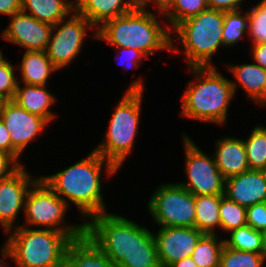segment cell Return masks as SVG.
<instances>
[{"instance_id": "obj_1", "label": "cell", "mask_w": 266, "mask_h": 267, "mask_svg": "<svg viewBox=\"0 0 266 267\" xmlns=\"http://www.w3.org/2000/svg\"><path fill=\"white\" fill-rule=\"evenodd\" d=\"M84 233L115 267H161L154 234L123 216H93L84 221Z\"/></svg>"}, {"instance_id": "obj_2", "label": "cell", "mask_w": 266, "mask_h": 267, "mask_svg": "<svg viewBox=\"0 0 266 267\" xmlns=\"http://www.w3.org/2000/svg\"><path fill=\"white\" fill-rule=\"evenodd\" d=\"M105 162L109 176L118 171L111 162L93 150L87 158L76 164L56 174L41 178L68 206L69 200L79 208L84 217L92 218L106 213L100 181L101 170Z\"/></svg>"}, {"instance_id": "obj_3", "label": "cell", "mask_w": 266, "mask_h": 267, "mask_svg": "<svg viewBox=\"0 0 266 267\" xmlns=\"http://www.w3.org/2000/svg\"><path fill=\"white\" fill-rule=\"evenodd\" d=\"M165 30L152 12L138 6L136 9L105 21L93 35L114 47L139 50L146 58L158 50H174L171 27Z\"/></svg>"}, {"instance_id": "obj_4", "label": "cell", "mask_w": 266, "mask_h": 267, "mask_svg": "<svg viewBox=\"0 0 266 267\" xmlns=\"http://www.w3.org/2000/svg\"><path fill=\"white\" fill-rule=\"evenodd\" d=\"M198 81L188 83L181 115L202 122L224 124L237 83L220 75L214 67H187Z\"/></svg>"}, {"instance_id": "obj_5", "label": "cell", "mask_w": 266, "mask_h": 267, "mask_svg": "<svg viewBox=\"0 0 266 267\" xmlns=\"http://www.w3.org/2000/svg\"><path fill=\"white\" fill-rule=\"evenodd\" d=\"M72 240L68 234L57 230L18 226L2 248V260L10 257L17 267H62Z\"/></svg>"}, {"instance_id": "obj_6", "label": "cell", "mask_w": 266, "mask_h": 267, "mask_svg": "<svg viewBox=\"0 0 266 267\" xmlns=\"http://www.w3.org/2000/svg\"><path fill=\"white\" fill-rule=\"evenodd\" d=\"M143 88L141 79L130 84L112 115L104 141L94 149L117 169L134 147L140 121Z\"/></svg>"}, {"instance_id": "obj_7", "label": "cell", "mask_w": 266, "mask_h": 267, "mask_svg": "<svg viewBox=\"0 0 266 267\" xmlns=\"http://www.w3.org/2000/svg\"><path fill=\"white\" fill-rule=\"evenodd\" d=\"M223 25L224 11L208 8L174 27L187 56V67H215L211 58L223 45Z\"/></svg>"}, {"instance_id": "obj_8", "label": "cell", "mask_w": 266, "mask_h": 267, "mask_svg": "<svg viewBox=\"0 0 266 267\" xmlns=\"http://www.w3.org/2000/svg\"><path fill=\"white\" fill-rule=\"evenodd\" d=\"M68 205L40 177L29 188L24 206L25 227L44 226L45 229L57 230L77 239L84 234V222L71 226H61Z\"/></svg>"}, {"instance_id": "obj_9", "label": "cell", "mask_w": 266, "mask_h": 267, "mask_svg": "<svg viewBox=\"0 0 266 267\" xmlns=\"http://www.w3.org/2000/svg\"><path fill=\"white\" fill-rule=\"evenodd\" d=\"M149 200V212L160 227H194L195 195L184 187L162 184Z\"/></svg>"}, {"instance_id": "obj_10", "label": "cell", "mask_w": 266, "mask_h": 267, "mask_svg": "<svg viewBox=\"0 0 266 267\" xmlns=\"http://www.w3.org/2000/svg\"><path fill=\"white\" fill-rule=\"evenodd\" d=\"M187 182L178 183L195 196L224 195L225 179L216 166L215 159L203 153L184 134Z\"/></svg>"}, {"instance_id": "obj_11", "label": "cell", "mask_w": 266, "mask_h": 267, "mask_svg": "<svg viewBox=\"0 0 266 267\" xmlns=\"http://www.w3.org/2000/svg\"><path fill=\"white\" fill-rule=\"evenodd\" d=\"M64 20L53 25L51 37L45 50L48 58L58 70L66 67L77 58L85 34H87V28H95L75 10L67 21Z\"/></svg>"}, {"instance_id": "obj_12", "label": "cell", "mask_w": 266, "mask_h": 267, "mask_svg": "<svg viewBox=\"0 0 266 267\" xmlns=\"http://www.w3.org/2000/svg\"><path fill=\"white\" fill-rule=\"evenodd\" d=\"M0 118L4 122L12 142V157L18 162L24 148L38 134L44 132L48 122L35 114L19 107L12 100L3 101Z\"/></svg>"}, {"instance_id": "obj_13", "label": "cell", "mask_w": 266, "mask_h": 267, "mask_svg": "<svg viewBox=\"0 0 266 267\" xmlns=\"http://www.w3.org/2000/svg\"><path fill=\"white\" fill-rule=\"evenodd\" d=\"M203 235L195 227H160L154 237L161 267L191 256Z\"/></svg>"}, {"instance_id": "obj_14", "label": "cell", "mask_w": 266, "mask_h": 267, "mask_svg": "<svg viewBox=\"0 0 266 267\" xmlns=\"http://www.w3.org/2000/svg\"><path fill=\"white\" fill-rule=\"evenodd\" d=\"M36 180L31 179L23 165L9 177L0 180V224L8 234L19 210H24L27 192Z\"/></svg>"}, {"instance_id": "obj_15", "label": "cell", "mask_w": 266, "mask_h": 267, "mask_svg": "<svg viewBox=\"0 0 266 267\" xmlns=\"http://www.w3.org/2000/svg\"><path fill=\"white\" fill-rule=\"evenodd\" d=\"M9 26L1 33L6 41L26 48V51H45L53 26L40 22L23 11L11 16Z\"/></svg>"}, {"instance_id": "obj_16", "label": "cell", "mask_w": 266, "mask_h": 267, "mask_svg": "<svg viewBox=\"0 0 266 267\" xmlns=\"http://www.w3.org/2000/svg\"><path fill=\"white\" fill-rule=\"evenodd\" d=\"M224 196L243 207L266 202V171L248 170L225 180Z\"/></svg>"}, {"instance_id": "obj_17", "label": "cell", "mask_w": 266, "mask_h": 267, "mask_svg": "<svg viewBox=\"0 0 266 267\" xmlns=\"http://www.w3.org/2000/svg\"><path fill=\"white\" fill-rule=\"evenodd\" d=\"M75 11L95 28L105 21L122 16L139 6L137 0H75Z\"/></svg>"}, {"instance_id": "obj_18", "label": "cell", "mask_w": 266, "mask_h": 267, "mask_svg": "<svg viewBox=\"0 0 266 267\" xmlns=\"http://www.w3.org/2000/svg\"><path fill=\"white\" fill-rule=\"evenodd\" d=\"M214 159L218 170L226 180L250 170L246 148L242 139L226 137L217 140Z\"/></svg>"}, {"instance_id": "obj_19", "label": "cell", "mask_w": 266, "mask_h": 267, "mask_svg": "<svg viewBox=\"0 0 266 267\" xmlns=\"http://www.w3.org/2000/svg\"><path fill=\"white\" fill-rule=\"evenodd\" d=\"M66 267H115L106 254L84 233L66 251Z\"/></svg>"}, {"instance_id": "obj_20", "label": "cell", "mask_w": 266, "mask_h": 267, "mask_svg": "<svg viewBox=\"0 0 266 267\" xmlns=\"http://www.w3.org/2000/svg\"><path fill=\"white\" fill-rule=\"evenodd\" d=\"M52 95L46 86L25 84L21 87L18 82L12 101L29 113L38 115L50 123L56 116L50 111V107L56 101Z\"/></svg>"}, {"instance_id": "obj_21", "label": "cell", "mask_w": 266, "mask_h": 267, "mask_svg": "<svg viewBox=\"0 0 266 267\" xmlns=\"http://www.w3.org/2000/svg\"><path fill=\"white\" fill-rule=\"evenodd\" d=\"M228 67L247 96L258 105H266V70L256 63Z\"/></svg>"}, {"instance_id": "obj_22", "label": "cell", "mask_w": 266, "mask_h": 267, "mask_svg": "<svg viewBox=\"0 0 266 267\" xmlns=\"http://www.w3.org/2000/svg\"><path fill=\"white\" fill-rule=\"evenodd\" d=\"M75 10V4L67 0H21V11L27 13L40 22L57 24Z\"/></svg>"}, {"instance_id": "obj_23", "label": "cell", "mask_w": 266, "mask_h": 267, "mask_svg": "<svg viewBox=\"0 0 266 267\" xmlns=\"http://www.w3.org/2000/svg\"><path fill=\"white\" fill-rule=\"evenodd\" d=\"M20 65L22 81L29 85L46 86L50 74L58 70L45 51H26Z\"/></svg>"}, {"instance_id": "obj_24", "label": "cell", "mask_w": 266, "mask_h": 267, "mask_svg": "<svg viewBox=\"0 0 266 267\" xmlns=\"http://www.w3.org/2000/svg\"><path fill=\"white\" fill-rule=\"evenodd\" d=\"M224 195L195 196L194 227L204 234H216L215 227L220 228L219 208Z\"/></svg>"}, {"instance_id": "obj_25", "label": "cell", "mask_w": 266, "mask_h": 267, "mask_svg": "<svg viewBox=\"0 0 266 267\" xmlns=\"http://www.w3.org/2000/svg\"><path fill=\"white\" fill-rule=\"evenodd\" d=\"M216 234H204L191 254L198 267H219L224 240Z\"/></svg>"}, {"instance_id": "obj_26", "label": "cell", "mask_w": 266, "mask_h": 267, "mask_svg": "<svg viewBox=\"0 0 266 267\" xmlns=\"http://www.w3.org/2000/svg\"><path fill=\"white\" fill-rule=\"evenodd\" d=\"M230 238L223 239L226 247L263 254L262 232L253 229L248 224L229 232Z\"/></svg>"}, {"instance_id": "obj_27", "label": "cell", "mask_w": 266, "mask_h": 267, "mask_svg": "<svg viewBox=\"0 0 266 267\" xmlns=\"http://www.w3.org/2000/svg\"><path fill=\"white\" fill-rule=\"evenodd\" d=\"M243 142L250 170L266 171V127L257 125Z\"/></svg>"}, {"instance_id": "obj_28", "label": "cell", "mask_w": 266, "mask_h": 267, "mask_svg": "<svg viewBox=\"0 0 266 267\" xmlns=\"http://www.w3.org/2000/svg\"><path fill=\"white\" fill-rule=\"evenodd\" d=\"M208 9L207 0H173L171 5L162 13L169 19L174 28L183 20Z\"/></svg>"}, {"instance_id": "obj_29", "label": "cell", "mask_w": 266, "mask_h": 267, "mask_svg": "<svg viewBox=\"0 0 266 267\" xmlns=\"http://www.w3.org/2000/svg\"><path fill=\"white\" fill-rule=\"evenodd\" d=\"M248 30V13L242 15L240 10L224 12L222 30L223 46L236 45Z\"/></svg>"}, {"instance_id": "obj_30", "label": "cell", "mask_w": 266, "mask_h": 267, "mask_svg": "<svg viewBox=\"0 0 266 267\" xmlns=\"http://www.w3.org/2000/svg\"><path fill=\"white\" fill-rule=\"evenodd\" d=\"M265 260L262 253L239 251L224 245L219 267H263Z\"/></svg>"}, {"instance_id": "obj_31", "label": "cell", "mask_w": 266, "mask_h": 267, "mask_svg": "<svg viewBox=\"0 0 266 267\" xmlns=\"http://www.w3.org/2000/svg\"><path fill=\"white\" fill-rule=\"evenodd\" d=\"M219 215L220 228L227 232L247 224L246 207L228 199L226 196L221 198Z\"/></svg>"}, {"instance_id": "obj_32", "label": "cell", "mask_w": 266, "mask_h": 267, "mask_svg": "<svg viewBox=\"0 0 266 267\" xmlns=\"http://www.w3.org/2000/svg\"><path fill=\"white\" fill-rule=\"evenodd\" d=\"M248 30L253 45L266 43V5L261 1L247 12Z\"/></svg>"}, {"instance_id": "obj_33", "label": "cell", "mask_w": 266, "mask_h": 267, "mask_svg": "<svg viewBox=\"0 0 266 267\" xmlns=\"http://www.w3.org/2000/svg\"><path fill=\"white\" fill-rule=\"evenodd\" d=\"M18 82L14 74V66L4 59L0 63V99L13 100Z\"/></svg>"}, {"instance_id": "obj_34", "label": "cell", "mask_w": 266, "mask_h": 267, "mask_svg": "<svg viewBox=\"0 0 266 267\" xmlns=\"http://www.w3.org/2000/svg\"><path fill=\"white\" fill-rule=\"evenodd\" d=\"M246 222L253 229H266V202L256 203L246 208Z\"/></svg>"}, {"instance_id": "obj_35", "label": "cell", "mask_w": 266, "mask_h": 267, "mask_svg": "<svg viewBox=\"0 0 266 267\" xmlns=\"http://www.w3.org/2000/svg\"><path fill=\"white\" fill-rule=\"evenodd\" d=\"M21 165L11 155L0 151V180L9 177Z\"/></svg>"}, {"instance_id": "obj_36", "label": "cell", "mask_w": 266, "mask_h": 267, "mask_svg": "<svg viewBox=\"0 0 266 267\" xmlns=\"http://www.w3.org/2000/svg\"><path fill=\"white\" fill-rule=\"evenodd\" d=\"M122 49V51H121V53L123 52V54H125V56H127L126 57V59L124 60V59H121L122 60V67L123 68H125V65L126 64H131L130 65V67L131 68H135L136 69V67L135 66H138V64L141 62V60H142V58L144 57V58H146V56L143 54V53H141L139 50H136V49H133V48H130V47H127V48H124V47H117V51H118V53L119 54H121L120 53V50ZM122 55V54H121ZM139 62V63H138ZM121 65V64H120ZM128 66V68H129V65H127Z\"/></svg>"}, {"instance_id": "obj_37", "label": "cell", "mask_w": 266, "mask_h": 267, "mask_svg": "<svg viewBox=\"0 0 266 267\" xmlns=\"http://www.w3.org/2000/svg\"><path fill=\"white\" fill-rule=\"evenodd\" d=\"M243 0H207L209 9L221 10L224 12L240 10Z\"/></svg>"}, {"instance_id": "obj_38", "label": "cell", "mask_w": 266, "mask_h": 267, "mask_svg": "<svg viewBox=\"0 0 266 267\" xmlns=\"http://www.w3.org/2000/svg\"><path fill=\"white\" fill-rule=\"evenodd\" d=\"M4 122L0 118V151L12 156V142Z\"/></svg>"}, {"instance_id": "obj_39", "label": "cell", "mask_w": 266, "mask_h": 267, "mask_svg": "<svg viewBox=\"0 0 266 267\" xmlns=\"http://www.w3.org/2000/svg\"><path fill=\"white\" fill-rule=\"evenodd\" d=\"M21 11V0H0V13L10 17Z\"/></svg>"}, {"instance_id": "obj_40", "label": "cell", "mask_w": 266, "mask_h": 267, "mask_svg": "<svg viewBox=\"0 0 266 267\" xmlns=\"http://www.w3.org/2000/svg\"><path fill=\"white\" fill-rule=\"evenodd\" d=\"M253 60L266 70V43L252 45Z\"/></svg>"}, {"instance_id": "obj_41", "label": "cell", "mask_w": 266, "mask_h": 267, "mask_svg": "<svg viewBox=\"0 0 266 267\" xmlns=\"http://www.w3.org/2000/svg\"><path fill=\"white\" fill-rule=\"evenodd\" d=\"M151 1L157 3V13H160L161 15L173 2V0H140L139 6L142 8H145L146 6L148 7V4Z\"/></svg>"}, {"instance_id": "obj_42", "label": "cell", "mask_w": 266, "mask_h": 267, "mask_svg": "<svg viewBox=\"0 0 266 267\" xmlns=\"http://www.w3.org/2000/svg\"><path fill=\"white\" fill-rule=\"evenodd\" d=\"M168 267H198L191 256L185 257L179 261L174 262Z\"/></svg>"}, {"instance_id": "obj_43", "label": "cell", "mask_w": 266, "mask_h": 267, "mask_svg": "<svg viewBox=\"0 0 266 267\" xmlns=\"http://www.w3.org/2000/svg\"><path fill=\"white\" fill-rule=\"evenodd\" d=\"M263 255L266 259V229L262 231Z\"/></svg>"}, {"instance_id": "obj_44", "label": "cell", "mask_w": 266, "mask_h": 267, "mask_svg": "<svg viewBox=\"0 0 266 267\" xmlns=\"http://www.w3.org/2000/svg\"><path fill=\"white\" fill-rule=\"evenodd\" d=\"M0 267H8L6 262H2V260L0 259Z\"/></svg>"}, {"instance_id": "obj_45", "label": "cell", "mask_w": 266, "mask_h": 267, "mask_svg": "<svg viewBox=\"0 0 266 267\" xmlns=\"http://www.w3.org/2000/svg\"><path fill=\"white\" fill-rule=\"evenodd\" d=\"M5 58H3L2 56V52L0 51V63L4 60Z\"/></svg>"}, {"instance_id": "obj_46", "label": "cell", "mask_w": 266, "mask_h": 267, "mask_svg": "<svg viewBox=\"0 0 266 267\" xmlns=\"http://www.w3.org/2000/svg\"><path fill=\"white\" fill-rule=\"evenodd\" d=\"M2 103H3V100L0 99V109H1V105H2Z\"/></svg>"}]
</instances>
